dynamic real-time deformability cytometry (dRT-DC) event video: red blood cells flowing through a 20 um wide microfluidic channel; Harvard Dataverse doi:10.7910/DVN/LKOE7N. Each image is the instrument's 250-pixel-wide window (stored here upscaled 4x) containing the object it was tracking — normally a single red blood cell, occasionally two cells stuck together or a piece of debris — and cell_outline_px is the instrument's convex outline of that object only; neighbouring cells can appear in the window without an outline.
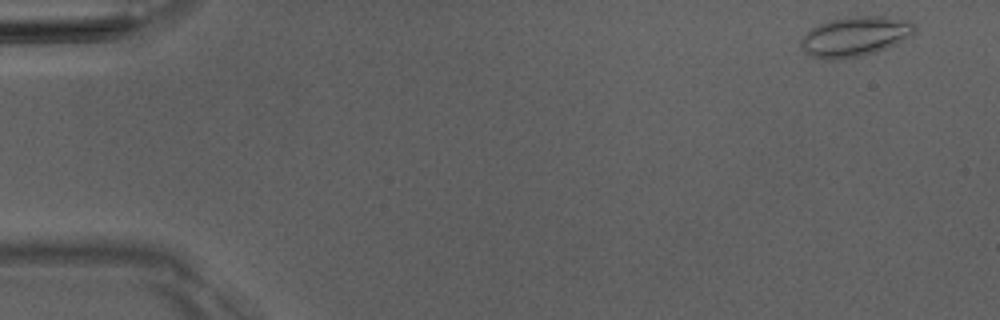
{"species": "Egyptian fruit bat (a non-hibernating species)", "species_latin": "Rousettus aegyptiacus", "temperature_condition": "room temperature", "stored_images_in_passage": 4, "camera_frame_rate_fps": 3000, "um_per_image_px": 0.085, "animal": {"sex": "male"}, "frame": {"image": 1, "passage_image": 1, "time_ms": 0.0, "image_size_px": [1000, 320], "cell_outline_px": [[916, 32], [912, 36], [896, 44], [876, 52], [860, 56], [832, 60], [828, 60], [812, 56], [804, 52], [800, 48], [800, 40], [812, 28], [820, 24], [832, 20], [848, 16], [884, 16], [912, 20], [916, 24]], "centroid_in_image_um": [72.74, 3.09], "position_along_channel_um": 12.3, "area_um2": 26.65}}